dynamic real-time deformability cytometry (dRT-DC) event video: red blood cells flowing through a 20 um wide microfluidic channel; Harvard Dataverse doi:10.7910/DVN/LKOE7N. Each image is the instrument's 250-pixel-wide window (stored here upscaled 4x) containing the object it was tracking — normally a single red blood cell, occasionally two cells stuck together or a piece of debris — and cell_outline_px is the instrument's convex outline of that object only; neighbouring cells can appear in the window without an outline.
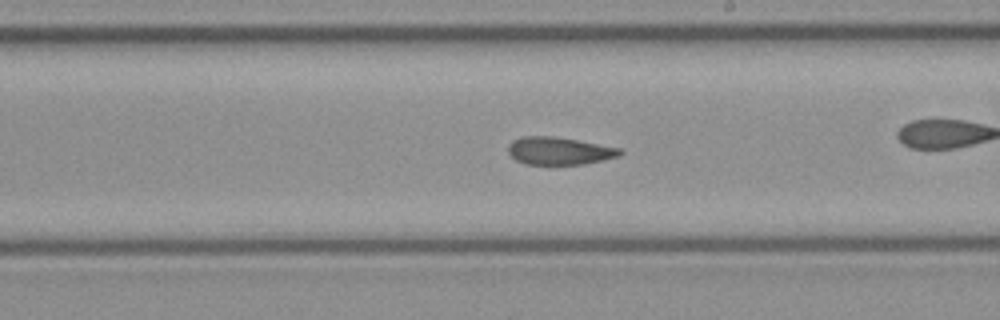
{"species": "common noctule bat (a hibernating species)", "species_latin": "Nyctalus noctula", "temperature_condition": "cold", "stored_images_in_passage": 38, "camera_frame_rate_fps": 3000, "um_per_image_px": 0.085, "animal": {"sex": "female", "body_mass_g": 21.9}, "frame": {"image": 1, "passage_image": 17, "time_ms": 5.333, "image_size_px": [1000, 320], "cell_outline_px": [[624, 152], [620, 156], [584, 164], [524, 164], [516, 160], [508, 152], [508, 144], [512, 140], [520, 136], [552, 136], [624, 148]], "centroid_in_image_um": [47.55, 12.82], "position_along_channel_um": 241.5, "area_um2": 18.15}}